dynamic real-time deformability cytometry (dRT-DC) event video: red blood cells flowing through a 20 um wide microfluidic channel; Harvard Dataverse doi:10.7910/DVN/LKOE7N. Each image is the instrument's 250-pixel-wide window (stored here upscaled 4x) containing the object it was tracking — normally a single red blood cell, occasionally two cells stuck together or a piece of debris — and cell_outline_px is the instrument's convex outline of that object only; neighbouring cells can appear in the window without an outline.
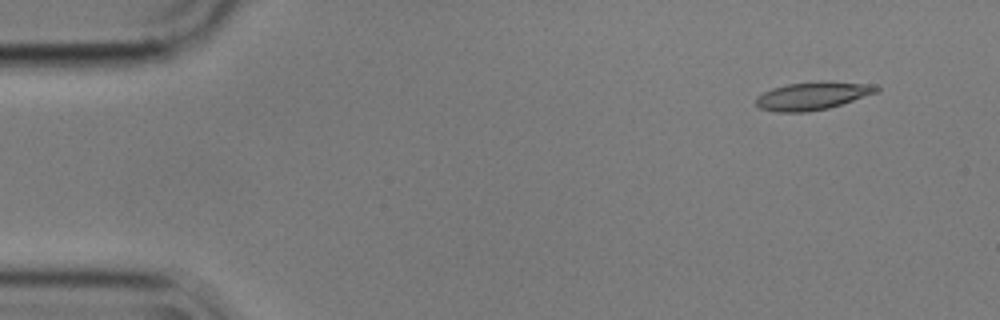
{"species": "common noctule bat (a hibernating species)", "species_latin": "Nyctalus noctula", "temperature_condition": "cold", "stored_images_in_passage": 5, "camera_frame_rate_fps": 3000, "um_per_image_px": 0.085, "animal": {"sex": "male", "body_mass_g": 17.9}, "frame": {"image": 1, "passage_image": 2, "time_ms": 0.333, "image_size_px": [1000, 320], "cell_outline_px": [[880, 92], [828, 108], [808, 112], [776, 112], [760, 108], [756, 104], [756, 96], [772, 88], [788, 84], [876, 84], [880, 88]], "centroid_in_image_um": [69.03, 8.2], "position_along_channel_um": 16.0, "area_um2": 18.67}}
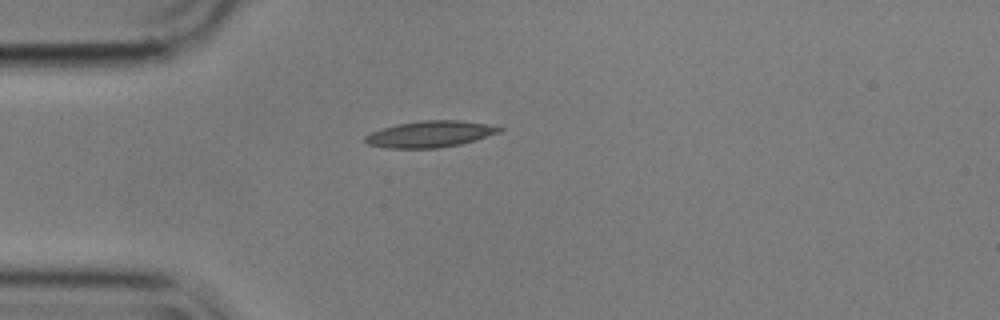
{"frame": {"image": 2, "passage_image": 5, "time_ms": 1.333, "image_size_px": [1000, 320], "cell_outline_px": [[504, 128], [500, 132], [476, 140], [460, 144], [436, 148], [388, 148], [368, 144], [364, 140], [364, 136], [372, 132], [396, 124], [420, 120], [460, 120], [484, 124]], "centroid_in_image_um": [36.54, 11.39], "position_along_channel_um": 48.5, "area_um2": 20.46}}